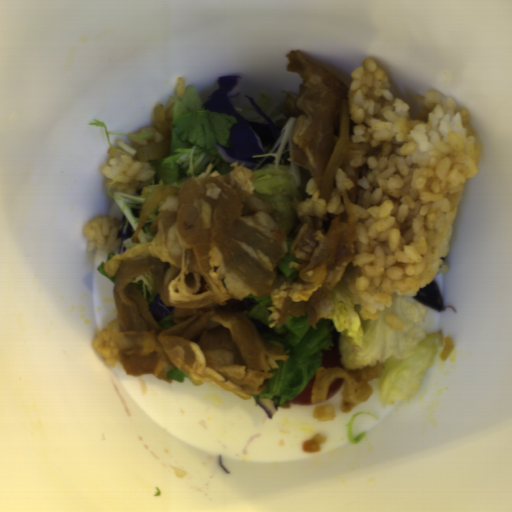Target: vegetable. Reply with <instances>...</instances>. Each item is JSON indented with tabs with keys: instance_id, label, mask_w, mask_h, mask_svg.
Returning a JSON list of instances; mask_svg holds the SVG:
<instances>
[{
	"instance_id": "vegetable-1",
	"label": "vegetable",
	"mask_w": 512,
	"mask_h": 512,
	"mask_svg": "<svg viewBox=\"0 0 512 512\" xmlns=\"http://www.w3.org/2000/svg\"><path fill=\"white\" fill-rule=\"evenodd\" d=\"M346 285L340 279L320 304L316 329L306 313L288 315L289 321L280 327H269L272 312L268 307L273 305L270 296L245 297L257 302L247 315L257 333L268 343L282 347L288 357L287 361L277 359L278 367L269 371L274 376L251 397L253 401L269 398L278 407L293 400L321 368L322 350L337 344L340 363L348 373L382 365V375L366 383L382 406L405 402L416 395L431 363L444 361L453 351L451 336H443L441 329L435 333L423 329L427 308L410 302L400 291L393 292L389 307L379 310L375 320H365Z\"/></svg>"
},
{
	"instance_id": "vegetable-2",
	"label": "vegetable",
	"mask_w": 512,
	"mask_h": 512,
	"mask_svg": "<svg viewBox=\"0 0 512 512\" xmlns=\"http://www.w3.org/2000/svg\"><path fill=\"white\" fill-rule=\"evenodd\" d=\"M205 101L194 86H188L181 96L168 95L166 104H173L170 125L169 151L164 158L150 160L154 173L136 194L116 192L108 186L122 215L126 216L135 232L141 209L152 190L158 185H182L192 177H217L232 170L216 146L231 143L230 129L237 119L234 116L203 108Z\"/></svg>"
},
{
	"instance_id": "vegetable-3",
	"label": "vegetable",
	"mask_w": 512,
	"mask_h": 512,
	"mask_svg": "<svg viewBox=\"0 0 512 512\" xmlns=\"http://www.w3.org/2000/svg\"><path fill=\"white\" fill-rule=\"evenodd\" d=\"M251 98L280 132L272 148L264 147L265 153L252 155V158L273 157V162L249 169L256 175L253 181L254 193L268 200L273 208L284 216L279 225L288 239V249L284 257L278 261L276 269L286 280L295 281L299 271L295 267H289V262L297 260L290 249L296 237L294 229L298 219L291 204L295 198L310 197L306 186L311 172L306 167L294 164L291 159L292 137L298 118L285 115L281 109L284 102L272 100L263 93H257Z\"/></svg>"
},
{
	"instance_id": "vegetable-4",
	"label": "vegetable",
	"mask_w": 512,
	"mask_h": 512,
	"mask_svg": "<svg viewBox=\"0 0 512 512\" xmlns=\"http://www.w3.org/2000/svg\"><path fill=\"white\" fill-rule=\"evenodd\" d=\"M231 102L238 115L246 120L261 124H269L268 121L256 110L246 95L238 94L231 98Z\"/></svg>"
},
{
	"instance_id": "vegetable-5",
	"label": "vegetable",
	"mask_w": 512,
	"mask_h": 512,
	"mask_svg": "<svg viewBox=\"0 0 512 512\" xmlns=\"http://www.w3.org/2000/svg\"><path fill=\"white\" fill-rule=\"evenodd\" d=\"M131 283L140 291L147 305L153 301L158 292L153 274L149 270L135 276Z\"/></svg>"
},
{
	"instance_id": "vegetable-6",
	"label": "vegetable",
	"mask_w": 512,
	"mask_h": 512,
	"mask_svg": "<svg viewBox=\"0 0 512 512\" xmlns=\"http://www.w3.org/2000/svg\"><path fill=\"white\" fill-rule=\"evenodd\" d=\"M163 202L155 207V209L152 211V213L149 215V217L143 223V225H142V227H141V229H140V231L138 233V236H137L138 243H133L132 242L133 235L131 237H128L126 240L123 241V245L127 249V251L129 249H131L132 247H134L135 245L142 244V243H147V242H152L153 241L155 236L151 232L150 226H151L153 220L158 216L159 208L163 204Z\"/></svg>"
},
{
	"instance_id": "vegetable-7",
	"label": "vegetable",
	"mask_w": 512,
	"mask_h": 512,
	"mask_svg": "<svg viewBox=\"0 0 512 512\" xmlns=\"http://www.w3.org/2000/svg\"><path fill=\"white\" fill-rule=\"evenodd\" d=\"M88 125L96 126V127H103L104 128L109 148L112 147L110 135H121V136H125V137H129L130 138V134H123V133H117V132H110V131H108L106 123L100 122L98 119H95L94 122L88 123Z\"/></svg>"
},
{
	"instance_id": "vegetable-8",
	"label": "vegetable",
	"mask_w": 512,
	"mask_h": 512,
	"mask_svg": "<svg viewBox=\"0 0 512 512\" xmlns=\"http://www.w3.org/2000/svg\"><path fill=\"white\" fill-rule=\"evenodd\" d=\"M166 377L171 379V381H176L177 383L184 382L185 377H187L179 368H171Z\"/></svg>"
},
{
	"instance_id": "vegetable-9",
	"label": "vegetable",
	"mask_w": 512,
	"mask_h": 512,
	"mask_svg": "<svg viewBox=\"0 0 512 512\" xmlns=\"http://www.w3.org/2000/svg\"><path fill=\"white\" fill-rule=\"evenodd\" d=\"M116 254H119L118 252V249L116 251H108V257L105 261H103L102 263H100L98 266H97V269L99 271L100 274H102L103 276H105L106 278H108L114 285H115V278H112L110 276L107 275L106 271H105V268H104V264L110 259L112 258L114 255Z\"/></svg>"
},
{
	"instance_id": "vegetable-10",
	"label": "vegetable",
	"mask_w": 512,
	"mask_h": 512,
	"mask_svg": "<svg viewBox=\"0 0 512 512\" xmlns=\"http://www.w3.org/2000/svg\"><path fill=\"white\" fill-rule=\"evenodd\" d=\"M156 323L161 328H165V329L175 326V319H174L173 313L170 315H165V316L161 317Z\"/></svg>"
},
{
	"instance_id": "vegetable-11",
	"label": "vegetable",
	"mask_w": 512,
	"mask_h": 512,
	"mask_svg": "<svg viewBox=\"0 0 512 512\" xmlns=\"http://www.w3.org/2000/svg\"><path fill=\"white\" fill-rule=\"evenodd\" d=\"M116 144L119 145L121 148L124 149V153L128 154L129 156L131 157H136L137 155V148H134L132 146H130L129 144H127L126 142H124L123 140L121 139H116Z\"/></svg>"
}]
</instances>
